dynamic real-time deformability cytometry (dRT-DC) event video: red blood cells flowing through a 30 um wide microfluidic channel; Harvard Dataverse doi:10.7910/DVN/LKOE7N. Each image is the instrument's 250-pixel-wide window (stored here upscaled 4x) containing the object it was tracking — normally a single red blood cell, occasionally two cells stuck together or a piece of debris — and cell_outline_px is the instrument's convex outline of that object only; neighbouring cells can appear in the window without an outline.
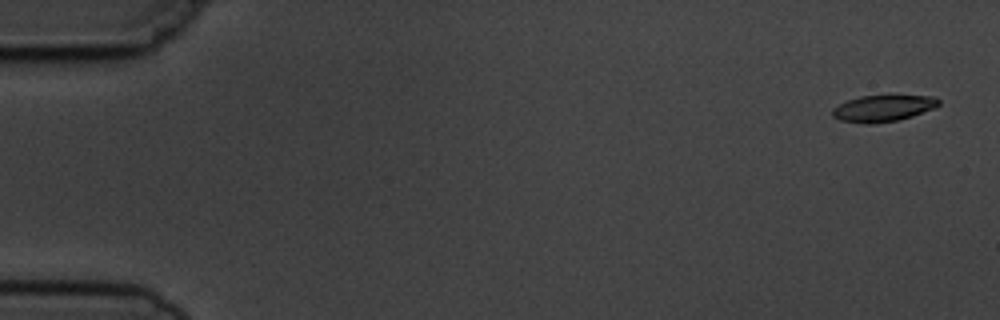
{"species": "common noctule bat (a hibernating species)", "species_latin": "Nyctalus noctula", "temperature_condition": "cold", "stored_images_in_passage": 5, "camera_frame_rate_fps": 3000, "um_per_image_px": 0.085, "animal": {"sex": "male", "body_mass_g": 19.5, "forearm_length_mm": 54.6}, "frame": {"image": 1, "passage_image": 1, "time_ms": 0.0, "image_size_px": [1000, 320], "cell_outline_px": [[940, 104], [936, 108], [900, 120], [872, 124], [864, 124], [840, 120], [832, 116], [832, 108], [848, 100], [860, 96], [888, 92], [892, 92], [936, 96], [940, 100]], "centroid_in_image_um": [75.15, 9.14], "position_along_channel_um": 9.9, "area_um2": 17.63}}
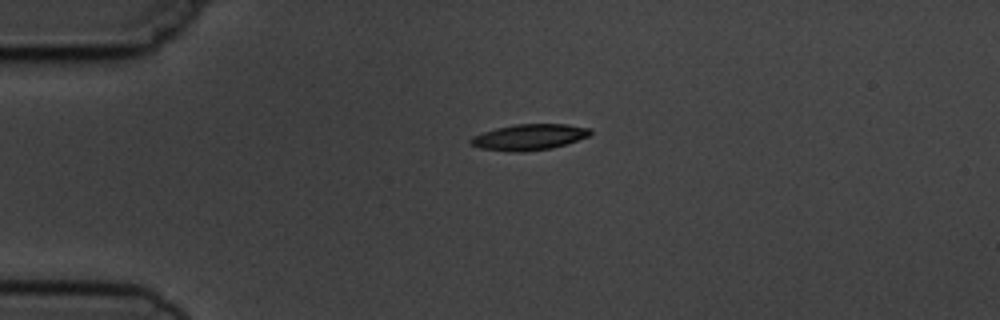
{"frame": {"image": 2, "passage_image": 4, "time_ms": 3.667, "image_size_px": [1000, 320], "cell_outline_px": [[592, 132], [588, 136], [552, 148], [524, 152], [516, 152], [480, 148], [468, 144], [468, 140], [472, 136], [496, 128], [516, 124], [568, 124], [592, 128]], "centroid_in_image_um": [44.95, 11.65], "position_along_channel_um": 40.0, "area_um2": 18.09}}